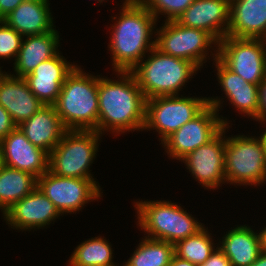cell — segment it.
<instances>
[{"label":"cell","instance_id":"obj_1","mask_svg":"<svg viewBox=\"0 0 266 266\" xmlns=\"http://www.w3.org/2000/svg\"><path fill=\"white\" fill-rule=\"evenodd\" d=\"M120 80L98 77V133L143 131L146 98L130 71H117Z\"/></svg>","mask_w":266,"mask_h":266},{"label":"cell","instance_id":"obj_2","mask_svg":"<svg viewBox=\"0 0 266 266\" xmlns=\"http://www.w3.org/2000/svg\"><path fill=\"white\" fill-rule=\"evenodd\" d=\"M122 7L108 46L116 72L131 71L155 47L150 40L157 22L152 13L142 2L125 0Z\"/></svg>","mask_w":266,"mask_h":266},{"label":"cell","instance_id":"obj_3","mask_svg":"<svg viewBox=\"0 0 266 266\" xmlns=\"http://www.w3.org/2000/svg\"><path fill=\"white\" fill-rule=\"evenodd\" d=\"M54 106L67 130L98 132V77L76 65L61 86Z\"/></svg>","mask_w":266,"mask_h":266},{"label":"cell","instance_id":"obj_4","mask_svg":"<svg viewBox=\"0 0 266 266\" xmlns=\"http://www.w3.org/2000/svg\"><path fill=\"white\" fill-rule=\"evenodd\" d=\"M149 53L147 60L140 61L130 71L146 100L178 95L181 87L200 69L193 62L163 54L155 47Z\"/></svg>","mask_w":266,"mask_h":266},{"label":"cell","instance_id":"obj_5","mask_svg":"<svg viewBox=\"0 0 266 266\" xmlns=\"http://www.w3.org/2000/svg\"><path fill=\"white\" fill-rule=\"evenodd\" d=\"M135 204L138 225L148 234L147 238L175 244L204 228L202 223L191 217L192 215L176 203L157 200L136 201Z\"/></svg>","mask_w":266,"mask_h":266},{"label":"cell","instance_id":"obj_6","mask_svg":"<svg viewBox=\"0 0 266 266\" xmlns=\"http://www.w3.org/2000/svg\"><path fill=\"white\" fill-rule=\"evenodd\" d=\"M101 134L95 130H67L49 153L48 170L61 177L94 179L89 167Z\"/></svg>","mask_w":266,"mask_h":266},{"label":"cell","instance_id":"obj_7","mask_svg":"<svg viewBox=\"0 0 266 266\" xmlns=\"http://www.w3.org/2000/svg\"><path fill=\"white\" fill-rule=\"evenodd\" d=\"M224 172L226 182L231 184L262 185L266 181V145L262 136L228 137Z\"/></svg>","mask_w":266,"mask_h":266},{"label":"cell","instance_id":"obj_8","mask_svg":"<svg viewBox=\"0 0 266 266\" xmlns=\"http://www.w3.org/2000/svg\"><path fill=\"white\" fill-rule=\"evenodd\" d=\"M221 104L220 98L218 100V97H208V106L199 115L162 142L166 153L173 159L182 160L192 151L214 139L224 126L229 124L217 114Z\"/></svg>","mask_w":266,"mask_h":266},{"label":"cell","instance_id":"obj_9","mask_svg":"<svg viewBox=\"0 0 266 266\" xmlns=\"http://www.w3.org/2000/svg\"><path fill=\"white\" fill-rule=\"evenodd\" d=\"M208 106V98L162 96L146 100L144 129H156L161 143Z\"/></svg>","mask_w":266,"mask_h":266},{"label":"cell","instance_id":"obj_10","mask_svg":"<svg viewBox=\"0 0 266 266\" xmlns=\"http://www.w3.org/2000/svg\"><path fill=\"white\" fill-rule=\"evenodd\" d=\"M218 59L245 81L259 85L266 77V40L225 36L218 42Z\"/></svg>","mask_w":266,"mask_h":266},{"label":"cell","instance_id":"obj_11","mask_svg":"<svg viewBox=\"0 0 266 266\" xmlns=\"http://www.w3.org/2000/svg\"><path fill=\"white\" fill-rule=\"evenodd\" d=\"M157 33L154 39L156 49L163 54L193 62L199 68L206 59L208 47L218 44L207 31L182 26L175 20L165 21Z\"/></svg>","mask_w":266,"mask_h":266},{"label":"cell","instance_id":"obj_12","mask_svg":"<svg viewBox=\"0 0 266 266\" xmlns=\"http://www.w3.org/2000/svg\"><path fill=\"white\" fill-rule=\"evenodd\" d=\"M37 187L61 215L79 211L88 201L102 197L94 179L61 177L49 170L37 178Z\"/></svg>","mask_w":266,"mask_h":266},{"label":"cell","instance_id":"obj_13","mask_svg":"<svg viewBox=\"0 0 266 266\" xmlns=\"http://www.w3.org/2000/svg\"><path fill=\"white\" fill-rule=\"evenodd\" d=\"M228 127L229 125L224 126L208 144L200 146L181 160L187 164L189 172L203 187L215 190L222 182H226L224 172L226 138L223 139V134Z\"/></svg>","mask_w":266,"mask_h":266},{"label":"cell","instance_id":"obj_14","mask_svg":"<svg viewBox=\"0 0 266 266\" xmlns=\"http://www.w3.org/2000/svg\"><path fill=\"white\" fill-rule=\"evenodd\" d=\"M0 147L3 165L36 178L48 171L49 154L34 146L18 127L0 141Z\"/></svg>","mask_w":266,"mask_h":266},{"label":"cell","instance_id":"obj_15","mask_svg":"<svg viewBox=\"0 0 266 266\" xmlns=\"http://www.w3.org/2000/svg\"><path fill=\"white\" fill-rule=\"evenodd\" d=\"M229 14L230 0H194L175 21L185 27L205 30L219 42L227 36Z\"/></svg>","mask_w":266,"mask_h":266},{"label":"cell","instance_id":"obj_16","mask_svg":"<svg viewBox=\"0 0 266 266\" xmlns=\"http://www.w3.org/2000/svg\"><path fill=\"white\" fill-rule=\"evenodd\" d=\"M3 215L13 228L29 230L49 225L60 216V213L36 186L30 194L14 203Z\"/></svg>","mask_w":266,"mask_h":266},{"label":"cell","instance_id":"obj_17","mask_svg":"<svg viewBox=\"0 0 266 266\" xmlns=\"http://www.w3.org/2000/svg\"><path fill=\"white\" fill-rule=\"evenodd\" d=\"M76 66L58 53L41 62L31 73L23 77L31 92L44 104L54 105L66 77Z\"/></svg>","mask_w":266,"mask_h":266},{"label":"cell","instance_id":"obj_18","mask_svg":"<svg viewBox=\"0 0 266 266\" xmlns=\"http://www.w3.org/2000/svg\"><path fill=\"white\" fill-rule=\"evenodd\" d=\"M227 36L266 40V0H230Z\"/></svg>","mask_w":266,"mask_h":266},{"label":"cell","instance_id":"obj_19","mask_svg":"<svg viewBox=\"0 0 266 266\" xmlns=\"http://www.w3.org/2000/svg\"><path fill=\"white\" fill-rule=\"evenodd\" d=\"M17 127L34 146L48 154L58 145L67 131L54 105H43Z\"/></svg>","mask_w":266,"mask_h":266},{"label":"cell","instance_id":"obj_20","mask_svg":"<svg viewBox=\"0 0 266 266\" xmlns=\"http://www.w3.org/2000/svg\"><path fill=\"white\" fill-rule=\"evenodd\" d=\"M0 105L19 126L34 115L44 104L31 92L23 77L7 74L0 81Z\"/></svg>","mask_w":266,"mask_h":266},{"label":"cell","instance_id":"obj_21","mask_svg":"<svg viewBox=\"0 0 266 266\" xmlns=\"http://www.w3.org/2000/svg\"><path fill=\"white\" fill-rule=\"evenodd\" d=\"M213 60L216 63L218 81L228 100L242 113L258 120L259 112V85L245 81L238 74L228 69L219 59L215 52Z\"/></svg>","mask_w":266,"mask_h":266},{"label":"cell","instance_id":"obj_22","mask_svg":"<svg viewBox=\"0 0 266 266\" xmlns=\"http://www.w3.org/2000/svg\"><path fill=\"white\" fill-rule=\"evenodd\" d=\"M49 0H24L3 21L23 37L55 30Z\"/></svg>","mask_w":266,"mask_h":266},{"label":"cell","instance_id":"obj_23","mask_svg":"<svg viewBox=\"0 0 266 266\" xmlns=\"http://www.w3.org/2000/svg\"><path fill=\"white\" fill-rule=\"evenodd\" d=\"M22 41L21 48L14 63L16 77H25L41 62L56 56L59 52V34L57 30L44 34L27 36Z\"/></svg>","mask_w":266,"mask_h":266},{"label":"cell","instance_id":"obj_24","mask_svg":"<svg viewBox=\"0 0 266 266\" xmlns=\"http://www.w3.org/2000/svg\"><path fill=\"white\" fill-rule=\"evenodd\" d=\"M219 248L232 266H251L262 252L260 235L248 225L237 226L226 233Z\"/></svg>","mask_w":266,"mask_h":266},{"label":"cell","instance_id":"obj_25","mask_svg":"<svg viewBox=\"0 0 266 266\" xmlns=\"http://www.w3.org/2000/svg\"><path fill=\"white\" fill-rule=\"evenodd\" d=\"M37 186L31 173L3 165L0 169V209L4 214L14 203L30 194Z\"/></svg>","mask_w":266,"mask_h":266},{"label":"cell","instance_id":"obj_26","mask_svg":"<svg viewBox=\"0 0 266 266\" xmlns=\"http://www.w3.org/2000/svg\"><path fill=\"white\" fill-rule=\"evenodd\" d=\"M174 244L145 237L123 266H169Z\"/></svg>","mask_w":266,"mask_h":266},{"label":"cell","instance_id":"obj_27","mask_svg":"<svg viewBox=\"0 0 266 266\" xmlns=\"http://www.w3.org/2000/svg\"><path fill=\"white\" fill-rule=\"evenodd\" d=\"M112 254L111 244L98 236L78 245L69 259V265L115 266Z\"/></svg>","mask_w":266,"mask_h":266},{"label":"cell","instance_id":"obj_28","mask_svg":"<svg viewBox=\"0 0 266 266\" xmlns=\"http://www.w3.org/2000/svg\"><path fill=\"white\" fill-rule=\"evenodd\" d=\"M212 242V237L204 227L197 234L176 242L174 253L175 256L200 266L216 250Z\"/></svg>","mask_w":266,"mask_h":266},{"label":"cell","instance_id":"obj_29","mask_svg":"<svg viewBox=\"0 0 266 266\" xmlns=\"http://www.w3.org/2000/svg\"><path fill=\"white\" fill-rule=\"evenodd\" d=\"M194 0H143L142 3L152 13L157 21L158 14L167 15L165 21H174Z\"/></svg>","mask_w":266,"mask_h":266},{"label":"cell","instance_id":"obj_30","mask_svg":"<svg viewBox=\"0 0 266 266\" xmlns=\"http://www.w3.org/2000/svg\"><path fill=\"white\" fill-rule=\"evenodd\" d=\"M0 58L11 59L18 56L23 36L9 27L3 20L0 21Z\"/></svg>","mask_w":266,"mask_h":266},{"label":"cell","instance_id":"obj_31","mask_svg":"<svg viewBox=\"0 0 266 266\" xmlns=\"http://www.w3.org/2000/svg\"><path fill=\"white\" fill-rule=\"evenodd\" d=\"M17 126L14 124L10 114L0 105V141L5 138Z\"/></svg>","mask_w":266,"mask_h":266},{"label":"cell","instance_id":"obj_32","mask_svg":"<svg viewBox=\"0 0 266 266\" xmlns=\"http://www.w3.org/2000/svg\"><path fill=\"white\" fill-rule=\"evenodd\" d=\"M200 266H232L224 252L217 246L205 263Z\"/></svg>","mask_w":266,"mask_h":266},{"label":"cell","instance_id":"obj_33","mask_svg":"<svg viewBox=\"0 0 266 266\" xmlns=\"http://www.w3.org/2000/svg\"><path fill=\"white\" fill-rule=\"evenodd\" d=\"M258 120L263 124L266 122V77L259 84V112Z\"/></svg>","mask_w":266,"mask_h":266},{"label":"cell","instance_id":"obj_34","mask_svg":"<svg viewBox=\"0 0 266 266\" xmlns=\"http://www.w3.org/2000/svg\"><path fill=\"white\" fill-rule=\"evenodd\" d=\"M23 1L24 0H0V21Z\"/></svg>","mask_w":266,"mask_h":266},{"label":"cell","instance_id":"obj_35","mask_svg":"<svg viewBox=\"0 0 266 266\" xmlns=\"http://www.w3.org/2000/svg\"><path fill=\"white\" fill-rule=\"evenodd\" d=\"M169 266H197V265L193 264L187 260H183V259L174 255Z\"/></svg>","mask_w":266,"mask_h":266},{"label":"cell","instance_id":"obj_36","mask_svg":"<svg viewBox=\"0 0 266 266\" xmlns=\"http://www.w3.org/2000/svg\"><path fill=\"white\" fill-rule=\"evenodd\" d=\"M251 266H266V253L261 252L259 257L255 260V262Z\"/></svg>","mask_w":266,"mask_h":266},{"label":"cell","instance_id":"obj_37","mask_svg":"<svg viewBox=\"0 0 266 266\" xmlns=\"http://www.w3.org/2000/svg\"><path fill=\"white\" fill-rule=\"evenodd\" d=\"M261 241V251L266 253V227L259 233Z\"/></svg>","mask_w":266,"mask_h":266},{"label":"cell","instance_id":"obj_38","mask_svg":"<svg viewBox=\"0 0 266 266\" xmlns=\"http://www.w3.org/2000/svg\"><path fill=\"white\" fill-rule=\"evenodd\" d=\"M7 75V73H2L1 67H0V81Z\"/></svg>","mask_w":266,"mask_h":266},{"label":"cell","instance_id":"obj_39","mask_svg":"<svg viewBox=\"0 0 266 266\" xmlns=\"http://www.w3.org/2000/svg\"><path fill=\"white\" fill-rule=\"evenodd\" d=\"M3 166V161H2V152H1V147H0V169Z\"/></svg>","mask_w":266,"mask_h":266},{"label":"cell","instance_id":"obj_40","mask_svg":"<svg viewBox=\"0 0 266 266\" xmlns=\"http://www.w3.org/2000/svg\"><path fill=\"white\" fill-rule=\"evenodd\" d=\"M130 1H134V2H142L143 0H130Z\"/></svg>","mask_w":266,"mask_h":266}]
</instances>
